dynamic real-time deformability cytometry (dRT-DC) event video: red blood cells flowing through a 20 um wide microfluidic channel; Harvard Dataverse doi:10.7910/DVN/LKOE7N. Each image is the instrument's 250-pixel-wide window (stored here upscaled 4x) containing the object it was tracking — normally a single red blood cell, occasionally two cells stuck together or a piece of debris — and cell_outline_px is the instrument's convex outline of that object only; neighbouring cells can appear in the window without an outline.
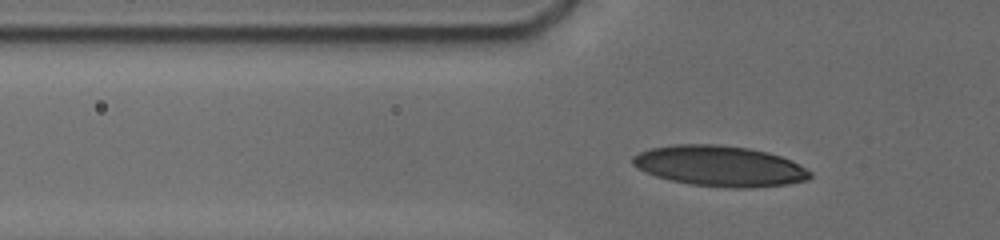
{"species": "human", "species_latin": "Homo sapiens", "temperature_condition": "cold", "stored_images_in_passage": 7, "camera_frame_rate_fps": 3000, "um_per_image_px": 0.085, "donor": {"sex": "male"}, "frame": {"image": 1, "passage_image": 5, "time_ms": 1.0, "image_size_px": [1000, 240], "cell_outline_px": [[812, 176], [808, 180], [788, 184], [752, 188], [732, 188], [692, 184], [672, 180], [656, 176], [632, 164], [632, 156], [640, 152], [652, 148], [676, 144], [716, 144], [748, 148], [768, 152], [792, 160], [812, 172]], "centroid_in_image_um": [61.23, 14.11], "position_along_channel_um": 64.6, "area_um2": 41.79}}
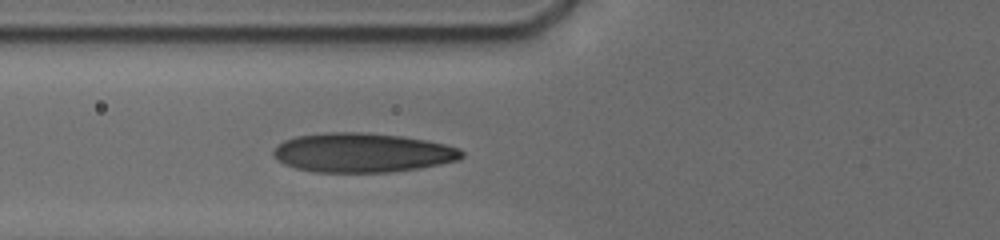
{"frame": {"image": 2, "passage_image": 7, "time_ms": 2.0, "image_size_px": [1000, 240], "cell_outline_px": [[464, 156], [460, 160], [420, 168], [388, 172], [312, 172], [296, 168], [284, 164], [276, 160], [272, 156], [272, 152], [284, 140], [296, 136], [328, 132], [360, 132], [400, 136], [424, 140], [444, 144], [460, 148], [464, 152]], "centroid_in_image_um": [30.8, 12.98], "position_along_channel_um": 95.0, "area_um2": 43.18}}